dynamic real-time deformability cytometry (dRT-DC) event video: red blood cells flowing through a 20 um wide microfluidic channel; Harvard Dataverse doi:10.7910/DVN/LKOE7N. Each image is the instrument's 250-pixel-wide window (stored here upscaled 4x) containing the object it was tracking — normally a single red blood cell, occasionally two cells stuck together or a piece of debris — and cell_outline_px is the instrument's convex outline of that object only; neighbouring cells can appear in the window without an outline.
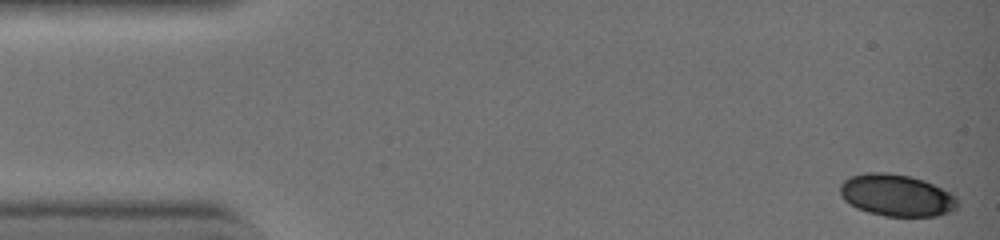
{"species": "common noctule bat (a hibernating species)", "species_latin": "Nyctalus noctula", "temperature_condition": "warm", "stored_images_in_passage": 8, "camera_frame_rate_fps": 3000, "um_per_image_px": 0.085, "animal": {"sex": "female", "body_mass_g": 19.0, "forearm_length_mm": 51.5}, "frame": {"image": 1, "passage_image": 1, "time_ms": 0.0, "image_size_px": [1000, 240], "cell_outline_px": [[960, 204], [956, 208], [948, 212], [936, 216], [884, 216], [868, 212], [856, 208], [844, 200], [840, 196], [840, 184], [844, 180], [852, 176], [864, 172], [884, 172], [908, 176], [924, 180], [952, 192], [956, 196]], "centroid_in_image_um": [76.21, 16.6], "position_along_channel_um": 8.8, "area_um2": 28.9}}
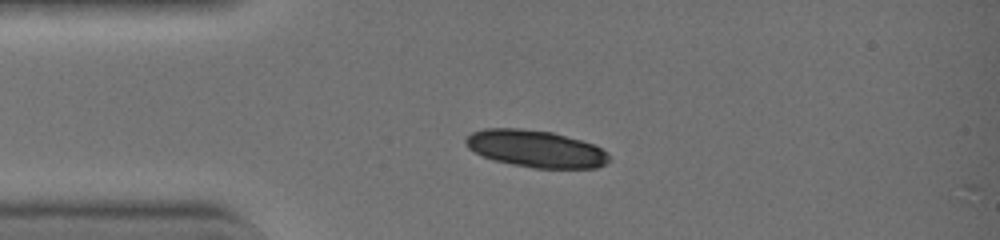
{"frame": {"image": 2, "passage_image": 4, "time_ms": 1.0, "image_size_px": [1000, 240], "cell_outline_px": [[608, 160], [604, 164], [596, 168], [532, 168], [492, 160], [468, 148], [464, 144], [464, 140], [472, 132], [484, 128], [516, 128], [552, 132], [596, 144], [608, 152]], "centroid_in_image_um": [45.53, 12.64], "position_along_channel_um": 39.5, "area_um2": 31.04}}